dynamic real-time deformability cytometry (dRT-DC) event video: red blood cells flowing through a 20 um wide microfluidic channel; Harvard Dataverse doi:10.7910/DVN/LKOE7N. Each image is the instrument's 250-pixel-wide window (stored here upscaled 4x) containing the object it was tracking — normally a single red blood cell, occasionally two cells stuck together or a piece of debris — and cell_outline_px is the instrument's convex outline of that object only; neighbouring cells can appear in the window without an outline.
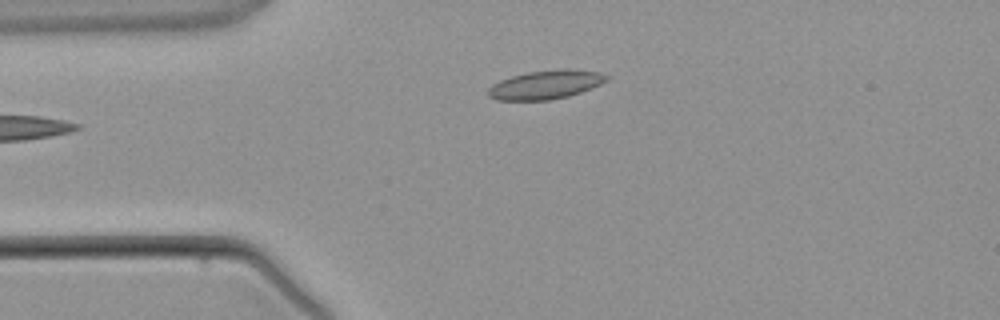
{"species": "common noctule bat (a hibernating species)", "species_latin": "Nyctalus noctula", "temperature_condition": "warm", "stored_images_in_passage": 3, "camera_frame_rate_fps": 3000, "um_per_image_px": 0.085, "animal": {"sex": "male", "body_mass_g": 21.5, "forearm_length_mm": 52.0}, "frame": {"image": 1, "passage_image": 3, "time_ms": 3.0, "image_size_px": [1000, 320], "cell_outline_px": [[608, 80], [592, 88], [568, 96], [548, 100], [496, 100], [488, 96], [488, 88], [492, 84], [500, 80], [512, 76], [528, 72], [560, 68], [568, 68], [600, 72], [608, 76]], "centroid_in_image_um": [46.38, 7.19], "position_along_channel_um": 38.6, "area_um2": 19.94}}